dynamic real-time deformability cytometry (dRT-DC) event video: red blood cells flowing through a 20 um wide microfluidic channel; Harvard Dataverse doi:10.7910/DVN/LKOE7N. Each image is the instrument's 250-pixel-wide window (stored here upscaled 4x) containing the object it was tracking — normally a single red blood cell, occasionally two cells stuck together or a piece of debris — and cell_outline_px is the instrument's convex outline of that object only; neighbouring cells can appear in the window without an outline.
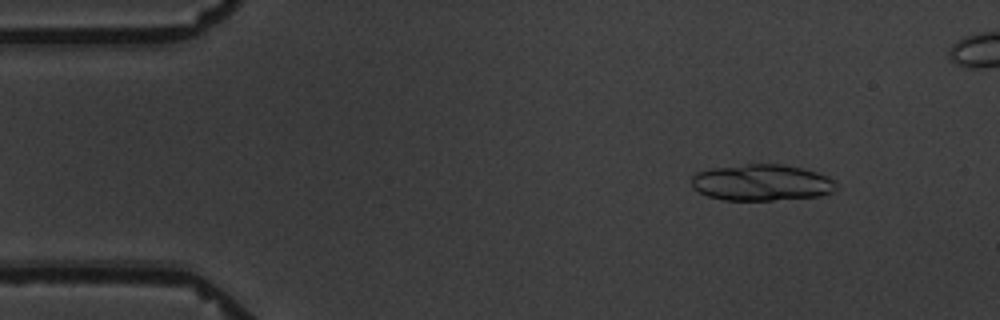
{"species": "common noctule bat (a hibernating species)", "species_latin": "Nyctalus noctula", "temperature_condition": "warm", "stored_images_in_passage": 5, "camera_frame_rate_fps": 3000, "um_per_image_px": 0.085, "animal": {"sex": "male", "body_mass_g": 19.5, "forearm_length_mm": 54.6}, "frame": {"image": 1, "passage_image": 2, "time_ms": 1.333, "image_size_px": [1000, 320], "cell_outline_px": [[836, 188], [832, 192], [820, 196], [772, 200], [724, 200], [708, 196], [692, 188], [692, 176], [696, 172], [708, 168], [748, 164], [784, 164], [816, 172], [828, 176], [836, 184]], "centroid_in_image_um": [64.71, 15.51], "position_along_channel_um": 20.3, "area_um2": 30.69}}